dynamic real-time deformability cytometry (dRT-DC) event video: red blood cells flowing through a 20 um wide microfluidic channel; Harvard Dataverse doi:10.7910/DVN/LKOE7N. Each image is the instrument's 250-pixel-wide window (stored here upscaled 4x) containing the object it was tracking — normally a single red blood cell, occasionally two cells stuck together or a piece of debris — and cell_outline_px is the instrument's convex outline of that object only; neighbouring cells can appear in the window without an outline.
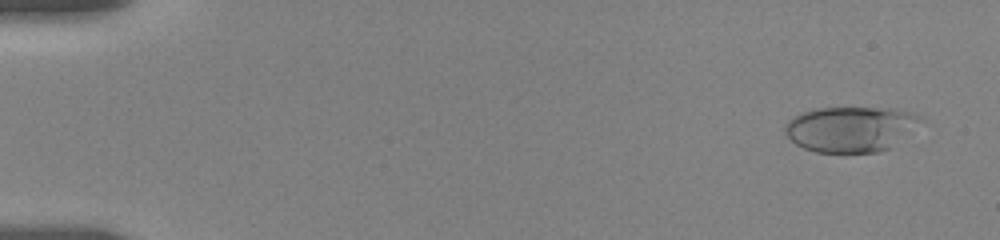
{"species": "human", "species_latin": "Homo sapiens", "temperature_condition": "room temperature", "stored_images_in_passage": 55, "camera_frame_rate_fps": 3000, "um_per_image_px": 0.085, "donor": {"sex": "female"}, "frame": {"image": 1, "passage_image": 3, "time_ms": 0.667, "image_size_px": [1000, 240], "cell_outline_px": [[924, 120], [892, 148], [880, 152], [816, 152], [804, 148], [796, 144], [784, 132], [784, 124], [788, 120], [800, 112], [812, 108], [896, 108], [912, 112], [920, 116]], "centroid_in_image_um": [72.32, 10.96], "position_along_channel_um": 12.7, "area_um2": 36.3}}
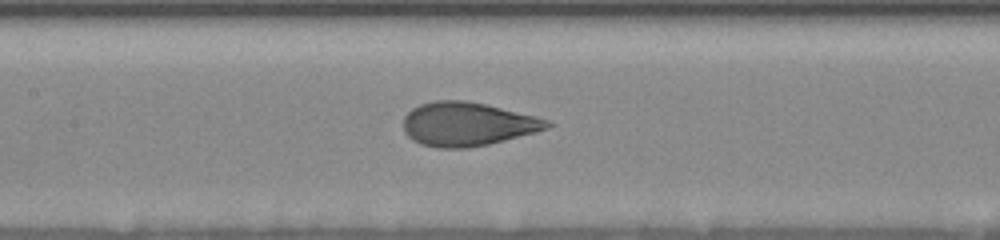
{"frame": {"image": 2, "passage_image": 27, "time_ms": 8.667, "image_size_px": [1000, 240], "cell_outline_px": [[556, 124], [548, 128], [536, 132], [488, 144], [468, 148], [436, 148], [420, 144], [412, 140], [404, 132], [404, 116], [412, 108], [420, 104], [436, 100], [464, 100], [484, 104], [536, 116], [548, 120]], "centroid_in_image_um": [39.72, 10.55], "position_along_channel_um": 167.7, "area_um2": 36.7}}
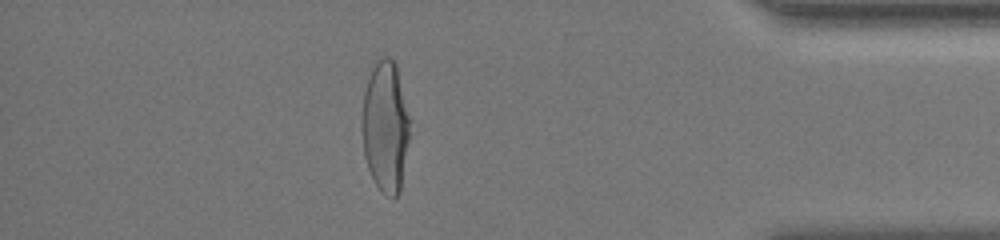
{"frame": {"image": 3, "passage_image": 49, "time_ms": 16.0, "image_size_px": [1000, 240], "cell_outline_px": [[412, 120], [400, 192], [396, 196], [388, 196], [380, 192], [368, 168], [364, 156], [360, 128], [360, 124], [364, 92], [372, 68], [384, 56], [388, 56], [396, 64]], "centroid_in_image_um": [32.77, 10.77], "position_along_channel_um": 402.4, "area_um2": 37.22}, "authors_computed_cell_mechanics": {"area_um2": 35.9516, "velocity_mm_per_s": 3.6355, "shape_relaxation_time_tau1_ms": 4.1553, "shape_relaxation_time_tau2_ms": null, "deformation_change_tau1": 0.2003, "deformation_change_tau2": null}}